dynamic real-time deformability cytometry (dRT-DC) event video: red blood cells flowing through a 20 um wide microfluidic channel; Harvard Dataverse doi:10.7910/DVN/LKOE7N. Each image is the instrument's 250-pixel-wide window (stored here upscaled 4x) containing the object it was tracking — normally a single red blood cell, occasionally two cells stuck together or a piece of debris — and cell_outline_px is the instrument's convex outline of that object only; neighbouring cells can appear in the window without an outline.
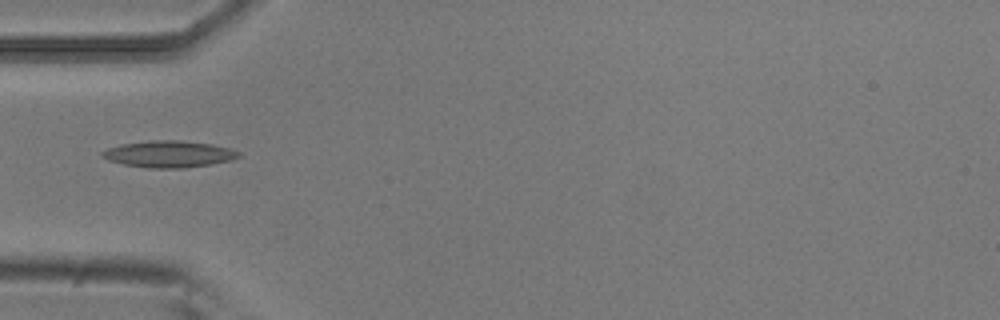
{"species": "common noctule bat (a hibernating species)", "species_latin": "Nyctalus noctula", "temperature_condition": "room temperature", "stored_images_in_passage": 7, "camera_frame_rate_fps": 3000, "um_per_image_px": 0.085, "animal": {"sex": "male", "body_mass_g": 20.5, "forearm_length_mm": 52.5}, "frame": {"image": 1, "passage_image": 4, "time_ms": 1.0, "image_size_px": [1000, 320], "cell_outline_px": [[240, 156], [232, 160], [212, 164], [184, 168], [148, 168], [124, 164], [108, 160], [100, 156], [100, 152], [108, 148], [120, 144], [152, 140], [180, 140], [212, 144], [228, 148], [240, 152]], "centroid_in_image_um": [14.34, 13.09], "position_along_channel_um": 70.7, "area_um2": 21.27}}
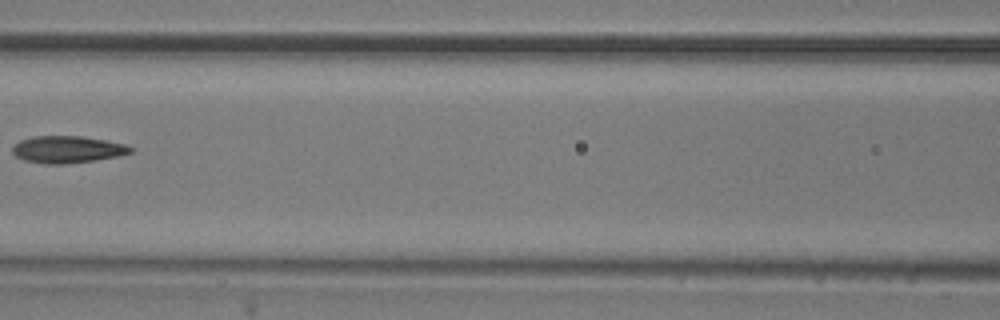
{"frame": {"image": 2, "passage_image": 6, "time_ms": 1.667, "image_size_px": [1000, 320], "cell_outline_px": [[132, 152], [120, 156], [96, 160], [60, 164], [44, 164], [24, 160], [16, 156], [12, 152], [12, 148], [20, 140], [32, 136], [80, 136], [104, 140], [124, 144], [132, 148]], "centroid_in_image_um": [5.71, 12.7], "position_along_channel_um": 160.9, "area_um2": 18.5}}
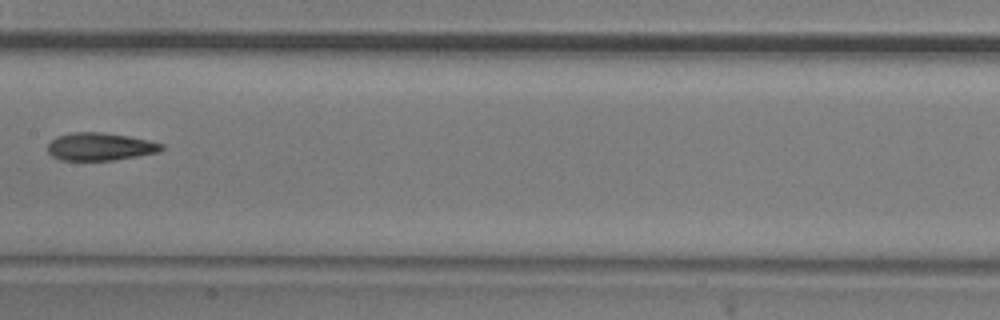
{"frame": {"image": 3, "passage_image": 7, "time_ms": 2.0, "image_size_px": [1000, 320], "cell_outline_px": [[164, 148], [160, 152], [112, 160], [60, 160], [52, 156], [48, 152], [48, 144], [56, 136], [72, 132], [100, 132], [128, 136], [148, 140], [164, 144]], "centroid_in_image_um": [8.5, 12.46], "position_along_channel_um": 198.9, "area_um2": 18.38}}